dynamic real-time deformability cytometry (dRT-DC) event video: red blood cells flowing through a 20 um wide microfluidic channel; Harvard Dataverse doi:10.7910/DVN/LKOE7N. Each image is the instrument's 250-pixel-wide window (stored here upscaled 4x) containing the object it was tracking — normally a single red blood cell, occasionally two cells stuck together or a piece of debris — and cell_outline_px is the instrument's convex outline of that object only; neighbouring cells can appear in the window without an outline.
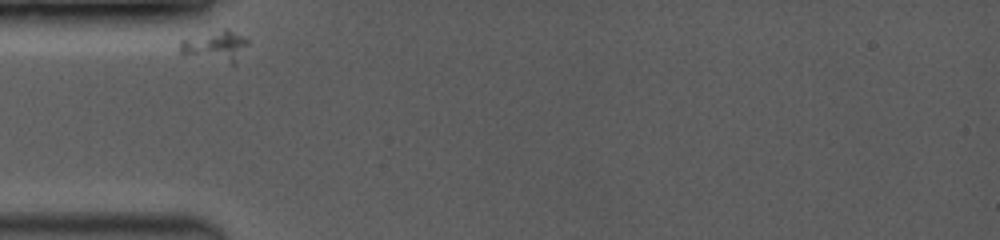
{"species": "common noctule bat (a hibernating species)", "species_latin": "Nyctalus noctula", "temperature_condition": "room temperature", "stored_images_in_passage": 22, "camera_frame_rate_fps": 3500, "um_per_image_px": 0.085, "animal": {"sex": "female", "body_mass_g": 19.0, "forearm_length_mm": 53.3}, "frame": {"image": 1, "passage_image": 1, "time_ms": 0.0, "image_size_px": [1000, 240], "cell_outline_px": [[248, 44], [236, 64], [232, 64], [184, 56], [180, 52], [180, 40], [224, 28], [228, 28], [248, 40]], "centroid_in_image_um": [18.3, 3.94], "position_along_channel_um": 66.7, "area_um2": 12.37}}